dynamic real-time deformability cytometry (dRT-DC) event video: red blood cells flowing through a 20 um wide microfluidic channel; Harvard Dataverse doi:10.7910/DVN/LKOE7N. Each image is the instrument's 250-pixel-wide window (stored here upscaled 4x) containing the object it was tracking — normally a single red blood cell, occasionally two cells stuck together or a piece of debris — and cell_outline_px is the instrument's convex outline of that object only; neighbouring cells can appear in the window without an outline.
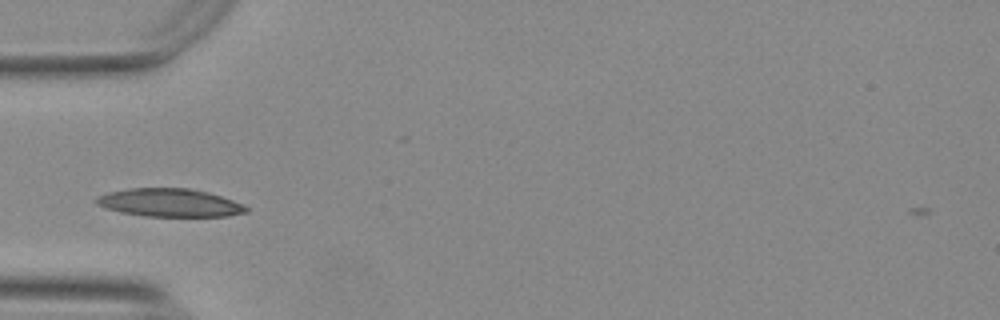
{"species": "Egyptian fruit bat (a non-hibernating species)", "species_latin": "Rousettus aegyptiacus", "temperature_condition": "warm", "stored_images_in_passage": 40, "camera_frame_rate_fps": 3000, "um_per_image_px": 0.085, "animal": {"sex": "female"}, "frame": {"image": 1, "passage_image": 2, "time_ms": 0.333, "image_size_px": [1000, 320], "cell_outline_px": [[248, 212], [228, 216], [144, 216], [120, 212], [104, 208], [96, 204], [92, 200], [96, 196], [108, 192], [128, 188], [188, 188], [208, 192], [244, 204], [248, 208]], "centroid_in_image_um": [14.37, 17.23], "position_along_channel_um": 70.6, "area_um2": 24.74}}
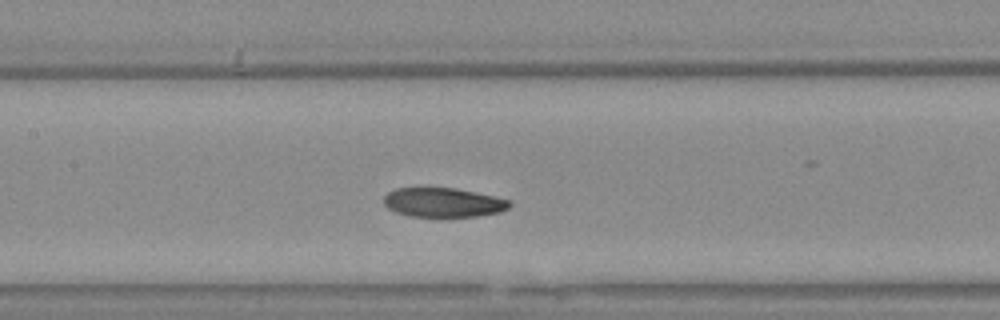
{"frame": {"image": 2, "passage_image": 10, "time_ms": 3.0, "image_size_px": [1000, 320], "cell_outline_px": [[512, 204], [508, 208], [500, 212], [476, 216], [440, 220], [412, 216], [396, 212], [388, 208], [384, 204], [384, 196], [388, 192], [396, 188], [456, 188], [476, 192], [512, 200]], "centroid_in_image_um": [37.7, 17.25], "position_along_channel_um": 169.7, "area_um2": 22.31}}
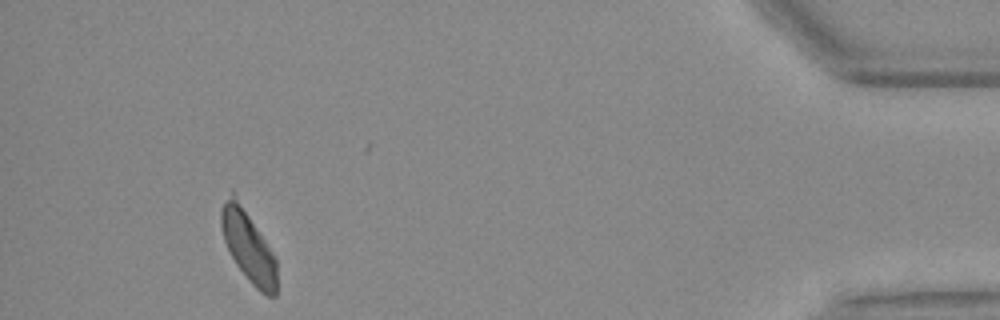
{"frame": {"image": 3, "passage_image": 35, "time_ms": 11.333, "image_size_px": [1000, 320], "cell_outline_px": [[276, 296], [268, 296], [260, 292], [252, 284], [236, 264], [224, 240], [220, 224], [220, 212], [232, 188], [264, 240], [276, 260]], "centroid_in_image_um": [21.08, 20.92], "position_along_channel_um": 414.1, "area_um2": 22.48}, "authors_computed_cell_mechanics": {"area_um2": 22.5998, "velocity_mm_per_s": 3.7108, "shape_relaxation_time_tau1_ms": 4.8069, "shape_relaxation_time_tau2_ms": 7.813, "deformation_change_tau1": 0.1346, "deformation_change_tau2": 0.1014}}